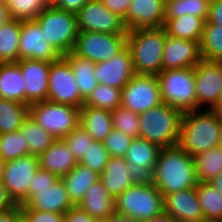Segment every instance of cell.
<instances>
[{"label": "cell", "instance_id": "cell-46", "mask_svg": "<svg viewBox=\"0 0 222 222\" xmlns=\"http://www.w3.org/2000/svg\"><path fill=\"white\" fill-rule=\"evenodd\" d=\"M24 222H63L64 214L57 212L20 209Z\"/></svg>", "mask_w": 222, "mask_h": 222}, {"label": "cell", "instance_id": "cell-37", "mask_svg": "<svg viewBox=\"0 0 222 222\" xmlns=\"http://www.w3.org/2000/svg\"><path fill=\"white\" fill-rule=\"evenodd\" d=\"M211 0H168L165 1V18L193 15L207 19Z\"/></svg>", "mask_w": 222, "mask_h": 222}, {"label": "cell", "instance_id": "cell-61", "mask_svg": "<svg viewBox=\"0 0 222 222\" xmlns=\"http://www.w3.org/2000/svg\"><path fill=\"white\" fill-rule=\"evenodd\" d=\"M219 146L222 148V136H221V139H220V145Z\"/></svg>", "mask_w": 222, "mask_h": 222}, {"label": "cell", "instance_id": "cell-58", "mask_svg": "<svg viewBox=\"0 0 222 222\" xmlns=\"http://www.w3.org/2000/svg\"><path fill=\"white\" fill-rule=\"evenodd\" d=\"M44 2L46 3L47 7H56L61 0H44Z\"/></svg>", "mask_w": 222, "mask_h": 222}, {"label": "cell", "instance_id": "cell-14", "mask_svg": "<svg viewBox=\"0 0 222 222\" xmlns=\"http://www.w3.org/2000/svg\"><path fill=\"white\" fill-rule=\"evenodd\" d=\"M61 57L46 40L43 29L35 19L21 21L19 60L34 59L51 63Z\"/></svg>", "mask_w": 222, "mask_h": 222}, {"label": "cell", "instance_id": "cell-11", "mask_svg": "<svg viewBox=\"0 0 222 222\" xmlns=\"http://www.w3.org/2000/svg\"><path fill=\"white\" fill-rule=\"evenodd\" d=\"M39 169L36 155H26L4 162L2 182L17 205L28 202V190L32 177Z\"/></svg>", "mask_w": 222, "mask_h": 222}, {"label": "cell", "instance_id": "cell-21", "mask_svg": "<svg viewBox=\"0 0 222 222\" xmlns=\"http://www.w3.org/2000/svg\"><path fill=\"white\" fill-rule=\"evenodd\" d=\"M161 147L145 138H133L125 159L133 172L141 179H149L158 161Z\"/></svg>", "mask_w": 222, "mask_h": 222}, {"label": "cell", "instance_id": "cell-2", "mask_svg": "<svg viewBox=\"0 0 222 222\" xmlns=\"http://www.w3.org/2000/svg\"><path fill=\"white\" fill-rule=\"evenodd\" d=\"M200 111L183 113L177 143L192 157L218 147L222 136V118L208 107L204 109L205 112L202 109Z\"/></svg>", "mask_w": 222, "mask_h": 222}, {"label": "cell", "instance_id": "cell-50", "mask_svg": "<svg viewBox=\"0 0 222 222\" xmlns=\"http://www.w3.org/2000/svg\"><path fill=\"white\" fill-rule=\"evenodd\" d=\"M18 205L15 201L10 197L7 188L0 181V212H5L11 209H15Z\"/></svg>", "mask_w": 222, "mask_h": 222}, {"label": "cell", "instance_id": "cell-26", "mask_svg": "<svg viewBox=\"0 0 222 222\" xmlns=\"http://www.w3.org/2000/svg\"><path fill=\"white\" fill-rule=\"evenodd\" d=\"M79 125L94 141L103 142L113 130L111 111L83 105L79 110Z\"/></svg>", "mask_w": 222, "mask_h": 222}, {"label": "cell", "instance_id": "cell-17", "mask_svg": "<svg viewBox=\"0 0 222 222\" xmlns=\"http://www.w3.org/2000/svg\"><path fill=\"white\" fill-rule=\"evenodd\" d=\"M201 60L199 42L166 35L162 70L194 68Z\"/></svg>", "mask_w": 222, "mask_h": 222}, {"label": "cell", "instance_id": "cell-56", "mask_svg": "<svg viewBox=\"0 0 222 222\" xmlns=\"http://www.w3.org/2000/svg\"><path fill=\"white\" fill-rule=\"evenodd\" d=\"M209 182L222 194V171Z\"/></svg>", "mask_w": 222, "mask_h": 222}, {"label": "cell", "instance_id": "cell-13", "mask_svg": "<svg viewBox=\"0 0 222 222\" xmlns=\"http://www.w3.org/2000/svg\"><path fill=\"white\" fill-rule=\"evenodd\" d=\"M76 17L81 32L127 33L123 19L108 10L101 0H88L76 13Z\"/></svg>", "mask_w": 222, "mask_h": 222}, {"label": "cell", "instance_id": "cell-54", "mask_svg": "<svg viewBox=\"0 0 222 222\" xmlns=\"http://www.w3.org/2000/svg\"><path fill=\"white\" fill-rule=\"evenodd\" d=\"M143 222H177L171 215L164 210L155 217H152Z\"/></svg>", "mask_w": 222, "mask_h": 222}, {"label": "cell", "instance_id": "cell-38", "mask_svg": "<svg viewBox=\"0 0 222 222\" xmlns=\"http://www.w3.org/2000/svg\"><path fill=\"white\" fill-rule=\"evenodd\" d=\"M122 90L113 86L98 84L84 105L113 111L121 106Z\"/></svg>", "mask_w": 222, "mask_h": 222}, {"label": "cell", "instance_id": "cell-16", "mask_svg": "<svg viewBox=\"0 0 222 222\" xmlns=\"http://www.w3.org/2000/svg\"><path fill=\"white\" fill-rule=\"evenodd\" d=\"M17 62L26 81L25 105L47 100L51 63L34 59H20Z\"/></svg>", "mask_w": 222, "mask_h": 222}, {"label": "cell", "instance_id": "cell-24", "mask_svg": "<svg viewBox=\"0 0 222 222\" xmlns=\"http://www.w3.org/2000/svg\"><path fill=\"white\" fill-rule=\"evenodd\" d=\"M39 168L49 171L59 179L68 174L78 163L63 139L53 144L38 156Z\"/></svg>", "mask_w": 222, "mask_h": 222}, {"label": "cell", "instance_id": "cell-53", "mask_svg": "<svg viewBox=\"0 0 222 222\" xmlns=\"http://www.w3.org/2000/svg\"><path fill=\"white\" fill-rule=\"evenodd\" d=\"M11 19L12 17L10 15L7 2L0 0V27Z\"/></svg>", "mask_w": 222, "mask_h": 222}, {"label": "cell", "instance_id": "cell-30", "mask_svg": "<svg viewBox=\"0 0 222 222\" xmlns=\"http://www.w3.org/2000/svg\"><path fill=\"white\" fill-rule=\"evenodd\" d=\"M205 22L204 18L187 14L177 18H165L164 29L169 36L200 42Z\"/></svg>", "mask_w": 222, "mask_h": 222}, {"label": "cell", "instance_id": "cell-12", "mask_svg": "<svg viewBox=\"0 0 222 222\" xmlns=\"http://www.w3.org/2000/svg\"><path fill=\"white\" fill-rule=\"evenodd\" d=\"M47 100L77 108L84 105L72 68L63 56L51 62Z\"/></svg>", "mask_w": 222, "mask_h": 222}, {"label": "cell", "instance_id": "cell-52", "mask_svg": "<svg viewBox=\"0 0 222 222\" xmlns=\"http://www.w3.org/2000/svg\"><path fill=\"white\" fill-rule=\"evenodd\" d=\"M23 220L20 205L15 209L0 212V222H21Z\"/></svg>", "mask_w": 222, "mask_h": 222}, {"label": "cell", "instance_id": "cell-57", "mask_svg": "<svg viewBox=\"0 0 222 222\" xmlns=\"http://www.w3.org/2000/svg\"><path fill=\"white\" fill-rule=\"evenodd\" d=\"M222 118V91L216 105L212 108Z\"/></svg>", "mask_w": 222, "mask_h": 222}, {"label": "cell", "instance_id": "cell-25", "mask_svg": "<svg viewBox=\"0 0 222 222\" xmlns=\"http://www.w3.org/2000/svg\"><path fill=\"white\" fill-rule=\"evenodd\" d=\"M115 200L100 179L89 187L78 206L97 220H107L115 212Z\"/></svg>", "mask_w": 222, "mask_h": 222}, {"label": "cell", "instance_id": "cell-23", "mask_svg": "<svg viewBox=\"0 0 222 222\" xmlns=\"http://www.w3.org/2000/svg\"><path fill=\"white\" fill-rule=\"evenodd\" d=\"M140 179L124 157H109L105 170L100 175V181L114 199Z\"/></svg>", "mask_w": 222, "mask_h": 222}, {"label": "cell", "instance_id": "cell-39", "mask_svg": "<svg viewBox=\"0 0 222 222\" xmlns=\"http://www.w3.org/2000/svg\"><path fill=\"white\" fill-rule=\"evenodd\" d=\"M28 155V144L20 130L0 134V159L3 162Z\"/></svg>", "mask_w": 222, "mask_h": 222}, {"label": "cell", "instance_id": "cell-31", "mask_svg": "<svg viewBox=\"0 0 222 222\" xmlns=\"http://www.w3.org/2000/svg\"><path fill=\"white\" fill-rule=\"evenodd\" d=\"M196 194L206 222H222V194L210 182H198Z\"/></svg>", "mask_w": 222, "mask_h": 222}, {"label": "cell", "instance_id": "cell-45", "mask_svg": "<svg viewBox=\"0 0 222 222\" xmlns=\"http://www.w3.org/2000/svg\"><path fill=\"white\" fill-rule=\"evenodd\" d=\"M59 178L53 173L38 169L32 177L28 190V201L34 196V189L49 188L50 185L55 184Z\"/></svg>", "mask_w": 222, "mask_h": 222}, {"label": "cell", "instance_id": "cell-3", "mask_svg": "<svg viewBox=\"0 0 222 222\" xmlns=\"http://www.w3.org/2000/svg\"><path fill=\"white\" fill-rule=\"evenodd\" d=\"M166 35L164 27L127 31V48L132 56L135 74L157 76L162 71Z\"/></svg>", "mask_w": 222, "mask_h": 222}, {"label": "cell", "instance_id": "cell-9", "mask_svg": "<svg viewBox=\"0 0 222 222\" xmlns=\"http://www.w3.org/2000/svg\"><path fill=\"white\" fill-rule=\"evenodd\" d=\"M127 47V33L78 32L72 52L94 63L107 61Z\"/></svg>", "mask_w": 222, "mask_h": 222}, {"label": "cell", "instance_id": "cell-15", "mask_svg": "<svg viewBox=\"0 0 222 222\" xmlns=\"http://www.w3.org/2000/svg\"><path fill=\"white\" fill-rule=\"evenodd\" d=\"M197 110L209 104L212 109L222 91V63L202 59L195 67Z\"/></svg>", "mask_w": 222, "mask_h": 222}, {"label": "cell", "instance_id": "cell-49", "mask_svg": "<svg viewBox=\"0 0 222 222\" xmlns=\"http://www.w3.org/2000/svg\"><path fill=\"white\" fill-rule=\"evenodd\" d=\"M206 22L222 26V0L210 1Z\"/></svg>", "mask_w": 222, "mask_h": 222}, {"label": "cell", "instance_id": "cell-34", "mask_svg": "<svg viewBox=\"0 0 222 222\" xmlns=\"http://www.w3.org/2000/svg\"><path fill=\"white\" fill-rule=\"evenodd\" d=\"M19 130L28 144V155L39 156L56 140L49 132L33 121L30 116L27 117Z\"/></svg>", "mask_w": 222, "mask_h": 222}, {"label": "cell", "instance_id": "cell-44", "mask_svg": "<svg viewBox=\"0 0 222 222\" xmlns=\"http://www.w3.org/2000/svg\"><path fill=\"white\" fill-rule=\"evenodd\" d=\"M133 138L122 131L113 129L104 139V147L110 157H125Z\"/></svg>", "mask_w": 222, "mask_h": 222}, {"label": "cell", "instance_id": "cell-27", "mask_svg": "<svg viewBox=\"0 0 222 222\" xmlns=\"http://www.w3.org/2000/svg\"><path fill=\"white\" fill-rule=\"evenodd\" d=\"M25 88L18 62L0 63V98L25 104Z\"/></svg>", "mask_w": 222, "mask_h": 222}, {"label": "cell", "instance_id": "cell-48", "mask_svg": "<svg viewBox=\"0 0 222 222\" xmlns=\"http://www.w3.org/2000/svg\"><path fill=\"white\" fill-rule=\"evenodd\" d=\"M101 1L108 10L114 12L120 18L124 19L132 0H101Z\"/></svg>", "mask_w": 222, "mask_h": 222}, {"label": "cell", "instance_id": "cell-59", "mask_svg": "<svg viewBox=\"0 0 222 222\" xmlns=\"http://www.w3.org/2000/svg\"><path fill=\"white\" fill-rule=\"evenodd\" d=\"M4 162L0 159V181L2 180Z\"/></svg>", "mask_w": 222, "mask_h": 222}, {"label": "cell", "instance_id": "cell-42", "mask_svg": "<svg viewBox=\"0 0 222 222\" xmlns=\"http://www.w3.org/2000/svg\"><path fill=\"white\" fill-rule=\"evenodd\" d=\"M109 157V153L104 147V143L93 141L86 154H84L78 163L92 169L98 175H101L105 170Z\"/></svg>", "mask_w": 222, "mask_h": 222}, {"label": "cell", "instance_id": "cell-5", "mask_svg": "<svg viewBox=\"0 0 222 222\" xmlns=\"http://www.w3.org/2000/svg\"><path fill=\"white\" fill-rule=\"evenodd\" d=\"M183 112L162 103L139 114L140 137L161 148L175 146L178 143Z\"/></svg>", "mask_w": 222, "mask_h": 222}, {"label": "cell", "instance_id": "cell-19", "mask_svg": "<svg viewBox=\"0 0 222 222\" xmlns=\"http://www.w3.org/2000/svg\"><path fill=\"white\" fill-rule=\"evenodd\" d=\"M94 73L99 84L113 86L122 90L135 75L129 49L126 47L112 59L96 63Z\"/></svg>", "mask_w": 222, "mask_h": 222}, {"label": "cell", "instance_id": "cell-40", "mask_svg": "<svg viewBox=\"0 0 222 222\" xmlns=\"http://www.w3.org/2000/svg\"><path fill=\"white\" fill-rule=\"evenodd\" d=\"M113 129L122 131L132 138L140 137L139 114L122 106L111 112Z\"/></svg>", "mask_w": 222, "mask_h": 222}, {"label": "cell", "instance_id": "cell-20", "mask_svg": "<svg viewBox=\"0 0 222 222\" xmlns=\"http://www.w3.org/2000/svg\"><path fill=\"white\" fill-rule=\"evenodd\" d=\"M163 204L177 222H205L196 187L164 195Z\"/></svg>", "mask_w": 222, "mask_h": 222}, {"label": "cell", "instance_id": "cell-47", "mask_svg": "<svg viewBox=\"0 0 222 222\" xmlns=\"http://www.w3.org/2000/svg\"><path fill=\"white\" fill-rule=\"evenodd\" d=\"M63 222H98V220L93 218L78 205H74L64 213Z\"/></svg>", "mask_w": 222, "mask_h": 222}, {"label": "cell", "instance_id": "cell-51", "mask_svg": "<svg viewBox=\"0 0 222 222\" xmlns=\"http://www.w3.org/2000/svg\"><path fill=\"white\" fill-rule=\"evenodd\" d=\"M88 0H61L56 6L65 11L77 13Z\"/></svg>", "mask_w": 222, "mask_h": 222}, {"label": "cell", "instance_id": "cell-32", "mask_svg": "<svg viewBox=\"0 0 222 222\" xmlns=\"http://www.w3.org/2000/svg\"><path fill=\"white\" fill-rule=\"evenodd\" d=\"M21 20L11 19L0 27V63L19 61Z\"/></svg>", "mask_w": 222, "mask_h": 222}, {"label": "cell", "instance_id": "cell-60", "mask_svg": "<svg viewBox=\"0 0 222 222\" xmlns=\"http://www.w3.org/2000/svg\"><path fill=\"white\" fill-rule=\"evenodd\" d=\"M98 222H110V221L107 219V220H98Z\"/></svg>", "mask_w": 222, "mask_h": 222}, {"label": "cell", "instance_id": "cell-29", "mask_svg": "<svg viewBox=\"0 0 222 222\" xmlns=\"http://www.w3.org/2000/svg\"><path fill=\"white\" fill-rule=\"evenodd\" d=\"M63 57L70 64L81 98L85 101L99 84L94 73L96 63L81 58L72 51Z\"/></svg>", "mask_w": 222, "mask_h": 222}, {"label": "cell", "instance_id": "cell-7", "mask_svg": "<svg viewBox=\"0 0 222 222\" xmlns=\"http://www.w3.org/2000/svg\"><path fill=\"white\" fill-rule=\"evenodd\" d=\"M46 40L61 55L70 53L78 36L76 13L57 7H47L36 19Z\"/></svg>", "mask_w": 222, "mask_h": 222}, {"label": "cell", "instance_id": "cell-1", "mask_svg": "<svg viewBox=\"0 0 222 222\" xmlns=\"http://www.w3.org/2000/svg\"><path fill=\"white\" fill-rule=\"evenodd\" d=\"M149 180L164 195L195 188L194 159L178 145L162 148Z\"/></svg>", "mask_w": 222, "mask_h": 222}, {"label": "cell", "instance_id": "cell-6", "mask_svg": "<svg viewBox=\"0 0 222 222\" xmlns=\"http://www.w3.org/2000/svg\"><path fill=\"white\" fill-rule=\"evenodd\" d=\"M157 78L163 103L183 113L197 110L194 68L162 70Z\"/></svg>", "mask_w": 222, "mask_h": 222}, {"label": "cell", "instance_id": "cell-41", "mask_svg": "<svg viewBox=\"0 0 222 222\" xmlns=\"http://www.w3.org/2000/svg\"><path fill=\"white\" fill-rule=\"evenodd\" d=\"M10 15L17 20L36 19L46 8L44 0H8Z\"/></svg>", "mask_w": 222, "mask_h": 222}, {"label": "cell", "instance_id": "cell-8", "mask_svg": "<svg viewBox=\"0 0 222 222\" xmlns=\"http://www.w3.org/2000/svg\"><path fill=\"white\" fill-rule=\"evenodd\" d=\"M80 108L45 100L29 106V116L55 139H63L79 125Z\"/></svg>", "mask_w": 222, "mask_h": 222}, {"label": "cell", "instance_id": "cell-55", "mask_svg": "<svg viewBox=\"0 0 222 222\" xmlns=\"http://www.w3.org/2000/svg\"><path fill=\"white\" fill-rule=\"evenodd\" d=\"M108 220L110 222H138L129 216L117 214L116 212H114Z\"/></svg>", "mask_w": 222, "mask_h": 222}, {"label": "cell", "instance_id": "cell-10", "mask_svg": "<svg viewBox=\"0 0 222 222\" xmlns=\"http://www.w3.org/2000/svg\"><path fill=\"white\" fill-rule=\"evenodd\" d=\"M163 103L157 76L135 74L122 88L121 106L141 114Z\"/></svg>", "mask_w": 222, "mask_h": 222}, {"label": "cell", "instance_id": "cell-18", "mask_svg": "<svg viewBox=\"0 0 222 222\" xmlns=\"http://www.w3.org/2000/svg\"><path fill=\"white\" fill-rule=\"evenodd\" d=\"M123 23L127 31L164 27L165 0H132Z\"/></svg>", "mask_w": 222, "mask_h": 222}, {"label": "cell", "instance_id": "cell-33", "mask_svg": "<svg viewBox=\"0 0 222 222\" xmlns=\"http://www.w3.org/2000/svg\"><path fill=\"white\" fill-rule=\"evenodd\" d=\"M29 116V106L0 98V134L18 131Z\"/></svg>", "mask_w": 222, "mask_h": 222}, {"label": "cell", "instance_id": "cell-22", "mask_svg": "<svg viewBox=\"0 0 222 222\" xmlns=\"http://www.w3.org/2000/svg\"><path fill=\"white\" fill-rule=\"evenodd\" d=\"M73 206L63 181L59 179L49 188L34 189V196L25 205H20V209H35L64 214Z\"/></svg>", "mask_w": 222, "mask_h": 222}, {"label": "cell", "instance_id": "cell-4", "mask_svg": "<svg viewBox=\"0 0 222 222\" xmlns=\"http://www.w3.org/2000/svg\"><path fill=\"white\" fill-rule=\"evenodd\" d=\"M114 200L117 214L138 222L155 217L164 210L163 194L149 179H140Z\"/></svg>", "mask_w": 222, "mask_h": 222}, {"label": "cell", "instance_id": "cell-28", "mask_svg": "<svg viewBox=\"0 0 222 222\" xmlns=\"http://www.w3.org/2000/svg\"><path fill=\"white\" fill-rule=\"evenodd\" d=\"M99 179L100 175L80 163H77L68 174L61 178L74 205L80 203L89 187Z\"/></svg>", "mask_w": 222, "mask_h": 222}, {"label": "cell", "instance_id": "cell-43", "mask_svg": "<svg viewBox=\"0 0 222 222\" xmlns=\"http://www.w3.org/2000/svg\"><path fill=\"white\" fill-rule=\"evenodd\" d=\"M75 159L79 161L86 154L94 139L80 125L63 138Z\"/></svg>", "mask_w": 222, "mask_h": 222}, {"label": "cell", "instance_id": "cell-35", "mask_svg": "<svg viewBox=\"0 0 222 222\" xmlns=\"http://www.w3.org/2000/svg\"><path fill=\"white\" fill-rule=\"evenodd\" d=\"M198 182H209L222 171V148L220 146L193 156Z\"/></svg>", "mask_w": 222, "mask_h": 222}, {"label": "cell", "instance_id": "cell-36", "mask_svg": "<svg viewBox=\"0 0 222 222\" xmlns=\"http://www.w3.org/2000/svg\"><path fill=\"white\" fill-rule=\"evenodd\" d=\"M199 45L202 59L222 63V26L205 22Z\"/></svg>", "mask_w": 222, "mask_h": 222}]
</instances>
